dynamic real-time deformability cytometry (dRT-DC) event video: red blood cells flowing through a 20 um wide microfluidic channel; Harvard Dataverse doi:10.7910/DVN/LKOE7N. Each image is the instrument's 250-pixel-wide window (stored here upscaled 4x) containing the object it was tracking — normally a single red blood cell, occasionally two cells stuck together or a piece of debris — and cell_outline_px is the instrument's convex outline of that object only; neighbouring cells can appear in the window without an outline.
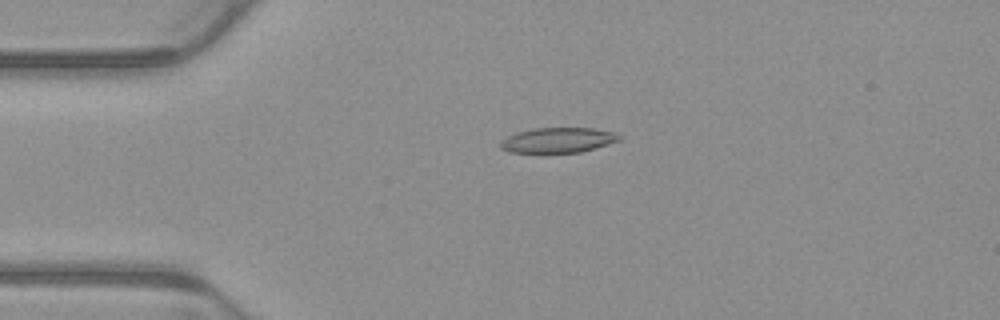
{"species": "common noctule bat (a hibernating species)", "species_latin": "Nyctalus noctula", "temperature_condition": "warm", "stored_images_in_passage": 5, "camera_frame_rate_fps": 3000, "um_per_image_px": 0.085, "animal": {"sex": "male", "body_mass_g": 23.1, "forearm_length_mm": 52.7}, "frame": {"image": 1, "passage_image": 4, "time_ms": 1.0, "image_size_px": [1000, 320], "cell_outline_px": [[624, 136], [620, 140], [608, 144], [580, 152], [540, 156], [508, 152], [500, 148], [500, 140], [516, 132], [532, 128], [592, 128], [612, 132]], "centroid_in_image_um": [47.33, 11.97], "position_along_channel_um": 37.7, "area_um2": 18.38}}